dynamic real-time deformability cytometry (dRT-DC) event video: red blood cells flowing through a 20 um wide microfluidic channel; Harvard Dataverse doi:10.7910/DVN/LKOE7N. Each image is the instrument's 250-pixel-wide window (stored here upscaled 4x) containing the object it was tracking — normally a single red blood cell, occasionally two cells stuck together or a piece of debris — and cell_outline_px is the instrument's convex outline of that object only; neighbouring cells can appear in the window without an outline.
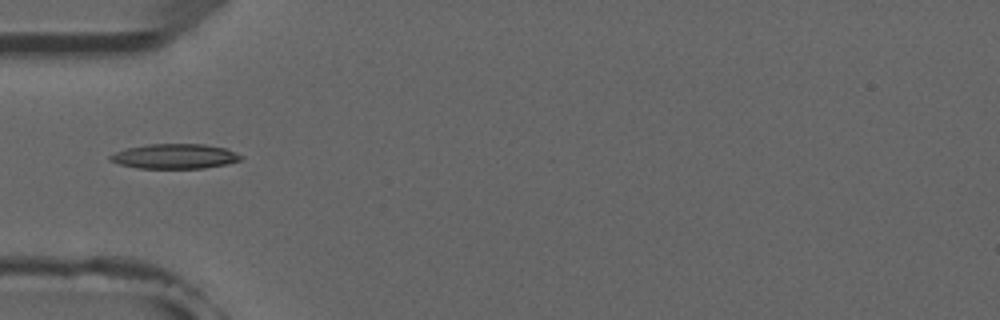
{"species": "common noctule bat (a hibernating species)", "species_latin": "Nyctalus noctula", "temperature_condition": "room temperature", "stored_images_in_passage": 6, "camera_frame_rate_fps": 3000, "um_per_image_px": 0.085, "animal": {"sex": "male", "forearm_length_mm": 52.5}, "frame": {"image": 1, "passage_image": 6, "time_ms": 5.667, "image_size_px": [1000, 320], "cell_outline_px": [[244, 156], [240, 160], [224, 164], [204, 168], [136, 168], [120, 164], [108, 160], [108, 156], [116, 152], [128, 148], [148, 144], [204, 144], [224, 148], [236, 152]], "centroid_in_image_um": [14.84, 13.28], "position_along_channel_um": 70.2, "area_um2": 18.79}}